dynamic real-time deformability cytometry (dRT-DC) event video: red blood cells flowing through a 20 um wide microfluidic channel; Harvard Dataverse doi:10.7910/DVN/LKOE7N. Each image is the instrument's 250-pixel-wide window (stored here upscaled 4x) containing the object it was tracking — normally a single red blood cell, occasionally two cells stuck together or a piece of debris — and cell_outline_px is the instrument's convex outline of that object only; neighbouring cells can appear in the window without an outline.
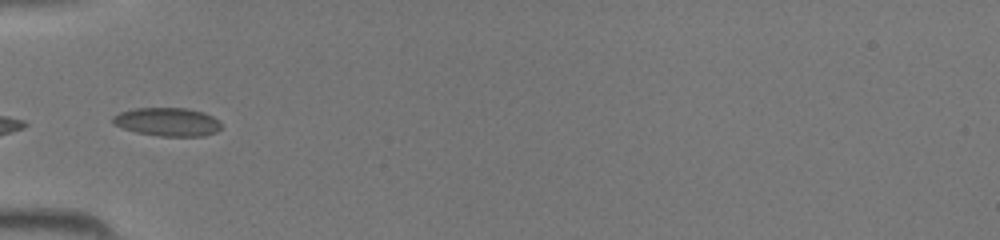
{"species": "common noctule bat (a hibernating species)", "species_latin": "Nyctalus noctula", "temperature_condition": "room temperature", "stored_images_in_passage": 15, "camera_frame_rate_fps": 3000, "um_per_image_px": 0.085, "animal": {"sex": "female", "body_mass_g": 19.5, "forearm_length_mm": 54.1}, "frame": {"image": 1, "passage_image": 1, "time_ms": 0.0, "image_size_px": [1000, 240], "cell_outline_px": [[220, 128], [216, 132], [204, 136], [160, 136], [136, 132], [112, 124], [112, 116], [120, 112], [136, 108], [188, 108], [204, 112], [220, 120]], "centroid_in_image_um": [14.24, 10.35], "position_along_channel_um": 70.8, "area_um2": 18.03}}
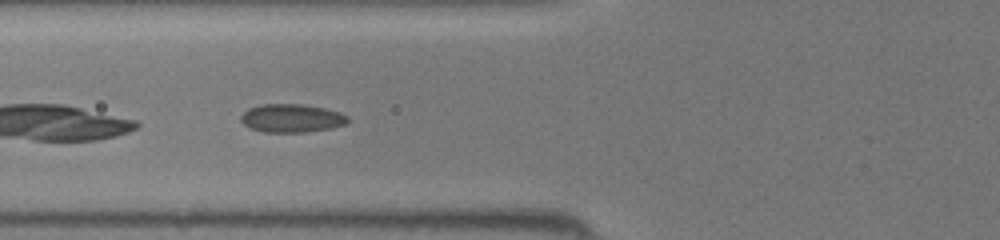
{"frame": {"image": 2, "passage_image": 3, "time_ms": 0.667, "image_size_px": [1000, 240], "cell_outline_px": [[348, 120], [344, 124], [332, 128], [304, 132], [264, 132], [252, 128], [244, 124], [240, 120], [240, 116], [248, 108], [260, 104], [304, 104], [324, 108], [340, 112], [348, 116]], "centroid_in_image_um": [24.78, 10.04], "position_along_channel_um": 101.0, "area_um2": 17.63}}
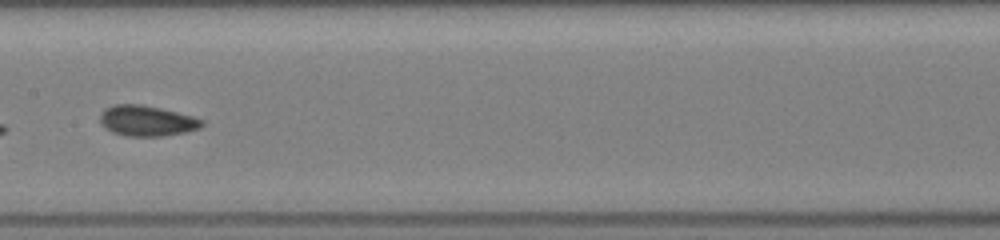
{"frame": {"image": 3, "passage_image": 9, "time_ms": 2.667, "image_size_px": [1000, 240], "cell_outline_px": [[204, 124], [200, 128], [184, 132], [164, 136], [128, 136], [112, 132], [104, 128], [100, 120], [100, 116], [104, 108], [112, 104], [140, 104], [160, 108], [192, 116], [204, 120]], "centroid_in_image_um": [12.46, 10.26], "position_along_channel_um": 194.9, "area_um2": 18.15}}